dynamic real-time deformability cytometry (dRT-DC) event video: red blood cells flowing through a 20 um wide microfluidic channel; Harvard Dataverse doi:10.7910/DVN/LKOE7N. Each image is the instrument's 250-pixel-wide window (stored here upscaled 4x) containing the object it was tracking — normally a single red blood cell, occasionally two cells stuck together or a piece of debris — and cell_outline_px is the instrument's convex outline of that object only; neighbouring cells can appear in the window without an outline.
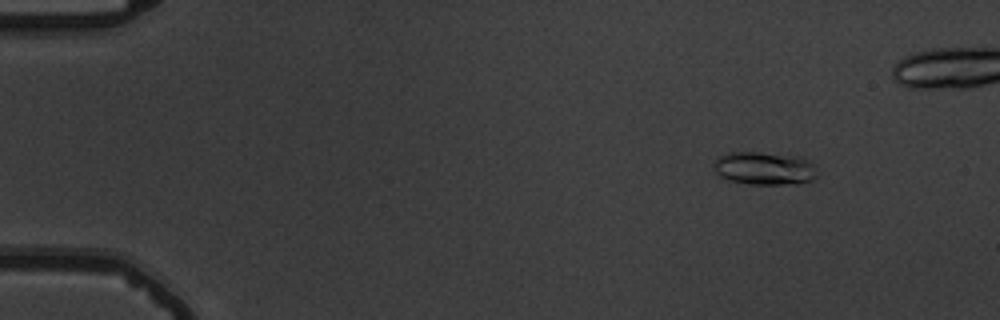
{"species": "common noctule bat (a hibernating species)", "species_latin": "Nyctalus noctula", "temperature_condition": "warm", "stored_images_in_passage": 52, "camera_frame_rate_fps": 3000, "um_per_image_px": 0.085, "animal": {"sex": "male", "body_mass_g": 19.5, "forearm_length_mm": 54.6}, "frame": {"image": 1, "passage_image": 8, "time_ms": 2.333, "image_size_px": [1000, 320], "cell_outline_px": [[816, 176], [812, 180], [796, 184], [748, 184], [728, 180], [720, 176], [716, 172], [712, 164], [720, 156], [728, 152], [756, 152], [800, 156], [808, 160], [816, 168]], "centroid_in_image_um": [64.97, 14.31], "position_along_channel_um": 20.0, "area_um2": 20.0}}
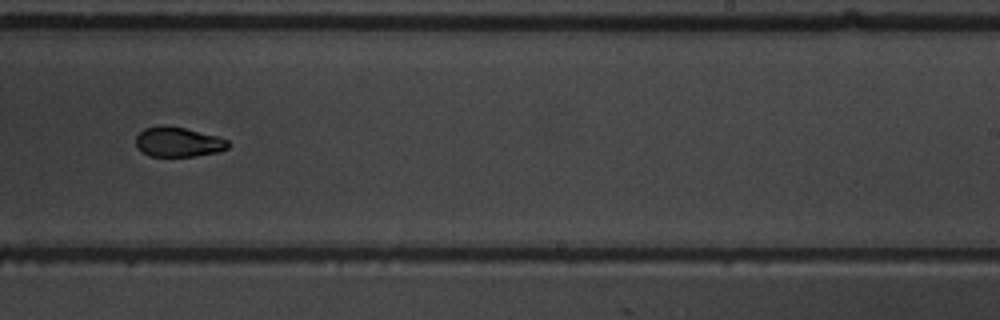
{"frame": {"image": 2, "passage_image": 37, "time_ms": 12.0, "image_size_px": [1000, 320], "cell_outline_px": [[232, 144], [228, 148], [220, 152], [196, 156], [148, 156], [136, 148], [136, 136], [144, 128], [160, 124], [184, 128], [216, 136], [228, 140]], "centroid_in_image_um": [15.14, 12.07], "position_along_channel_um": 273.9, "area_um2": 16.24}}
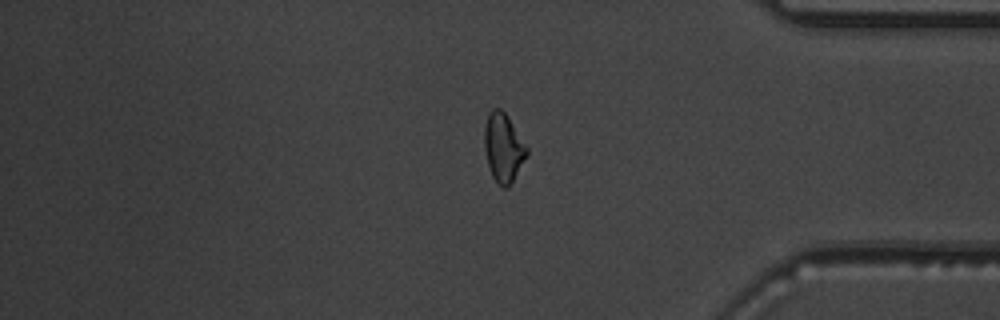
{"frame": {"image": 3, "passage_image": 48, "time_ms": 15.667, "image_size_px": [1000, 320], "cell_outline_px": [[528, 152], [508, 188], [504, 188], [496, 184], [492, 176], [488, 164], [484, 148], [484, 128], [488, 112], [492, 108], [500, 108], [504, 112], [528, 148]], "centroid_in_image_um": [42.75, 12.55], "position_along_channel_um": 392.5, "area_um2": 16.76}}